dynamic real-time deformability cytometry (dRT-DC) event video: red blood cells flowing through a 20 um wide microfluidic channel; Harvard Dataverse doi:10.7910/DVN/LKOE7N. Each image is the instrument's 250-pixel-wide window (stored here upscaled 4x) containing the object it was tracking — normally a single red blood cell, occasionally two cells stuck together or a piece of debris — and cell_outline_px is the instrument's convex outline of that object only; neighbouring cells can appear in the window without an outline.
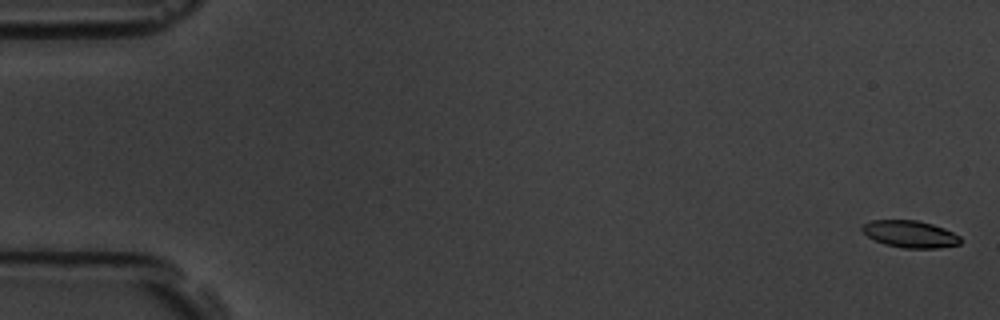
{"species": "common noctule bat (a hibernating species)", "species_latin": "Nyctalus noctula", "temperature_condition": "room temperature", "stored_images_in_passage": 6, "camera_frame_rate_fps": 3000, "um_per_image_px": 0.085, "animal": {"sex": "male", "body_mass_g": 19.5, "forearm_length_mm": 54.6}, "frame": {"image": 1, "passage_image": 1, "time_ms": 0.0, "image_size_px": [1000, 320], "cell_outline_px": [[960, 244], [940, 248], [904, 248], [884, 244], [868, 236], [860, 228], [864, 224], [872, 220], [916, 220], [932, 224], [944, 228], [960, 236]], "centroid_in_image_um": [77.37, 19.9], "position_along_channel_um": 7.6, "area_um2": 15.37}}
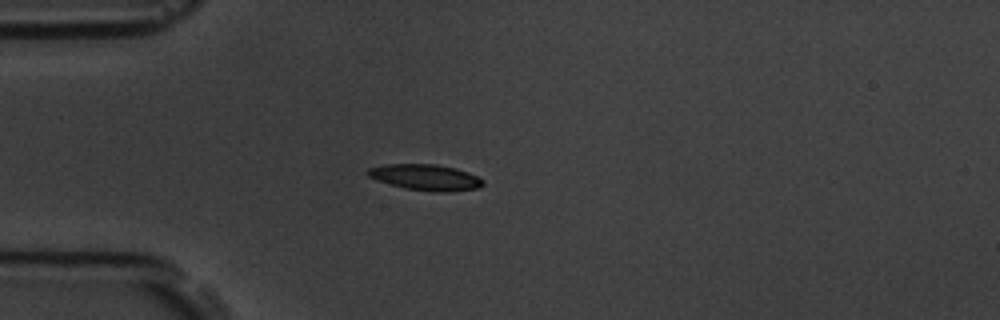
{"frame": {"image": 2, "passage_image": 5, "time_ms": 4.667, "image_size_px": [1000, 320], "cell_outline_px": [[484, 184], [476, 188], [452, 192], [436, 192], [404, 188], [376, 180], [368, 176], [364, 172], [368, 168], [384, 164], [436, 164], [456, 168], [468, 172], [484, 180]], "centroid_in_image_um": [36.15, 15.07], "position_along_channel_um": 48.9, "area_um2": 17.57}}